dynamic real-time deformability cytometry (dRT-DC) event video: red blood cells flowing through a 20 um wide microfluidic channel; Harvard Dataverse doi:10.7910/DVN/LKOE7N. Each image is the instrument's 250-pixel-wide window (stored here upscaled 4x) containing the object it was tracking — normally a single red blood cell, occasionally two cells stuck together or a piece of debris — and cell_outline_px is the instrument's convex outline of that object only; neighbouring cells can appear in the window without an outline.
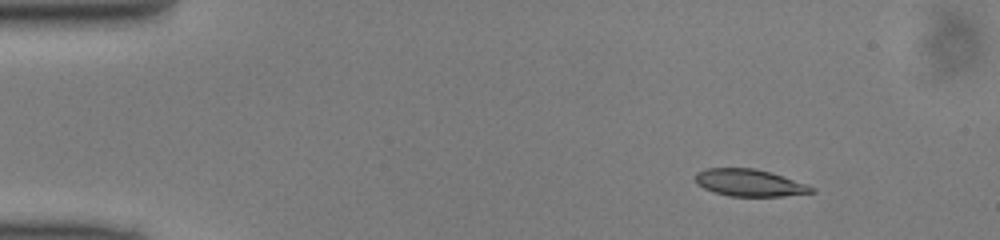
{"species": "common noctule bat (a hibernating species)", "species_latin": "Nyctalus noctula", "temperature_condition": "cold", "stored_images_in_passage": 44, "camera_frame_rate_fps": 3000, "um_per_image_px": 0.085, "animal": {"sex": "male", "body_mass_g": 13.0, "forearm_length_mm": 53.1}, "frame": {"image": 1, "passage_image": 1, "time_ms": 0.0, "image_size_px": [1000, 240], "cell_outline_px": [[816, 192], [784, 196], [728, 196], [704, 188], [696, 184], [696, 172], [708, 168], [756, 168], [808, 184], [816, 188]], "centroid_in_image_um": [63.74, 15.54], "position_along_channel_um": 21.3, "area_um2": 18.32}}
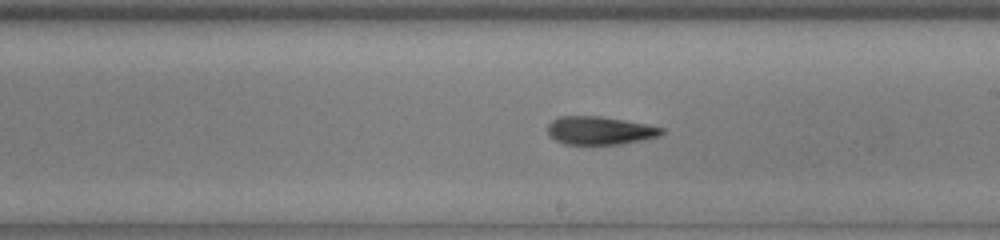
{"frame": {"image": 2, "passage_image": 23, "time_ms": 7.333, "image_size_px": [1000, 240], "cell_outline_px": [[664, 132], [660, 136], [644, 140], [620, 144], [564, 144], [548, 136], [548, 124], [552, 120], [560, 116], [600, 116], [624, 120], [664, 128]], "centroid_in_image_um": [50.97, 11.1], "position_along_channel_um": 238.0, "area_um2": 18.73}}
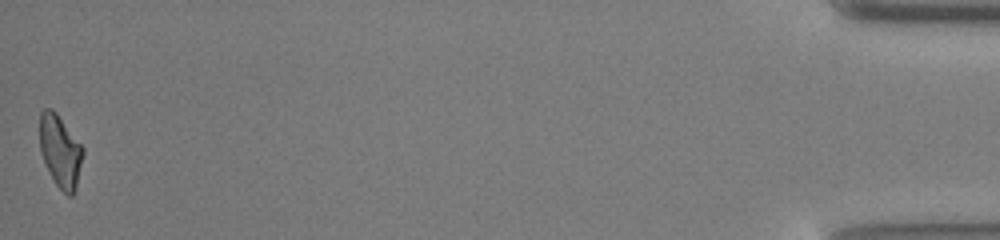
{"frame": {"image": 3, "passage_image": 44, "time_ms": 14.333, "image_size_px": [1000, 240], "cell_outline_px": [[84, 152], [76, 188], [72, 196], [68, 196], [56, 184], [48, 172], [40, 152], [40, 112], [44, 108], [52, 108], [56, 112], [84, 148]], "centroid_in_image_um": [5.12, 12.84], "position_along_channel_um": 430.1, "area_um2": 18.26}}